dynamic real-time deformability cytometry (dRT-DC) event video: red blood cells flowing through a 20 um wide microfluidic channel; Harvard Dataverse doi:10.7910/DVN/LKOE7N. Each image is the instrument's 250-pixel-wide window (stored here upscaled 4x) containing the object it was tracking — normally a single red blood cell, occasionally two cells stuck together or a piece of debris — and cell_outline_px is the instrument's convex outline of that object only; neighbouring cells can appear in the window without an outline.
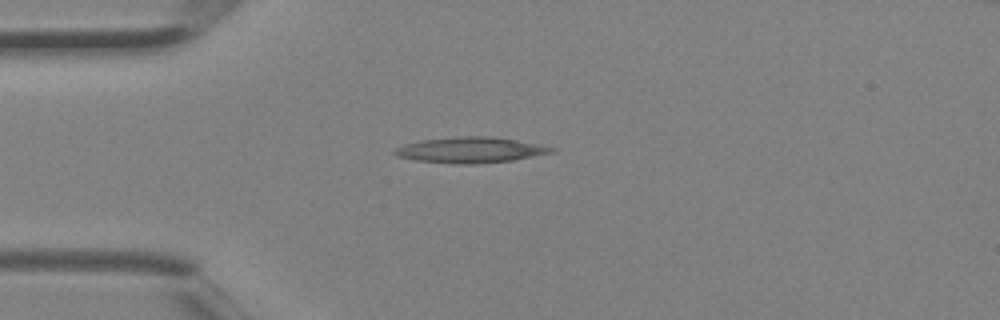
{"species": "Egyptian fruit bat (a non-hibernating species)", "species_latin": "Rousettus aegyptiacus", "temperature_condition": "room temperature", "stored_images_in_passage": 3, "camera_frame_rate_fps": 3000, "um_per_image_px": 0.085, "animal": {"sex": "female"}, "frame": {"image": 1, "passage_image": 3, "time_ms": 0.667, "image_size_px": [1000, 320], "cell_outline_px": [[556, 148], [552, 152], [512, 160], [476, 164], [456, 164], [416, 160], [396, 156], [392, 152], [396, 148], [404, 144], [420, 140], [456, 136], [488, 136], [516, 140], [540, 144]], "centroid_in_image_um": [39.95, 12.74], "position_along_channel_um": 45.1, "area_um2": 23.41}}